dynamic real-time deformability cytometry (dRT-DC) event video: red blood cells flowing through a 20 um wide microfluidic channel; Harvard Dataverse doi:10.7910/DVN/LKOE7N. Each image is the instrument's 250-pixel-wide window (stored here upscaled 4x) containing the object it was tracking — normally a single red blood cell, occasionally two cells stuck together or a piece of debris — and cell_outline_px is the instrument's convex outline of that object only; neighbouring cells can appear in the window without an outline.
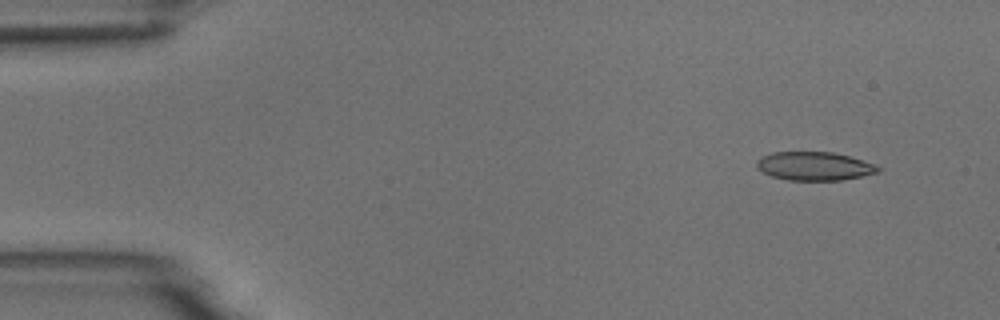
{"species": "common noctule bat (a hibernating species)", "species_latin": "Nyctalus noctula", "temperature_condition": "room temperature", "stored_images_in_passage": 5, "camera_frame_rate_fps": 3000, "um_per_image_px": 0.085, "animal": {"sex": "male", "body_mass_g": 18.8}, "frame": {"image": 1, "passage_image": 2, "time_ms": 1.0, "image_size_px": [1000, 320], "cell_outline_px": [[880, 172], [844, 180], [788, 180], [772, 176], [756, 168], [756, 160], [760, 156], [772, 152], [832, 152], [848, 156], [876, 164], [880, 168]], "centroid_in_image_um": [69.21, 14.12], "position_along_channel_um": 15.8, "area_um2": 20.29}}
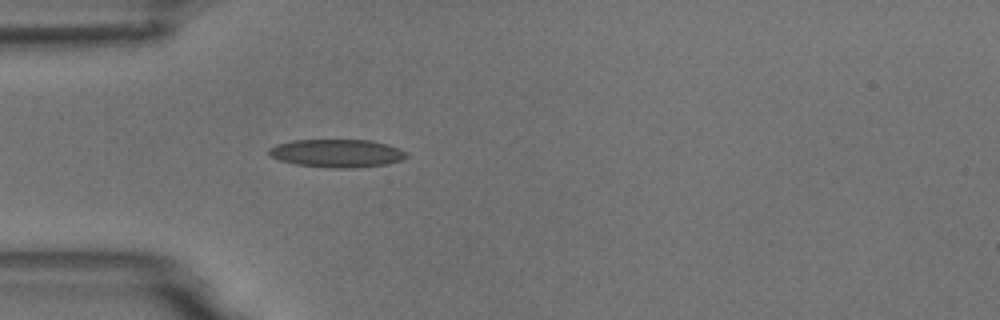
{"frame": {"image": 2, "passage_image": 5, "time_ms": 4.667, "image_size_px": [1000, 320], "cell_outline_px": [[408, 156], [400, 160], [388, 164], [356, 168], [332, 168], [296, 164], [280, 160], [272, 156], [268, 152], [268, 148], [276, 144], [292, 140], [372, 140], [388, 144], [400, 148], [408, 152]], "centroid_in_image_um": [28.68, 13.02], "position_along_channel_um": 56.3, "area_um2": 22.66}}